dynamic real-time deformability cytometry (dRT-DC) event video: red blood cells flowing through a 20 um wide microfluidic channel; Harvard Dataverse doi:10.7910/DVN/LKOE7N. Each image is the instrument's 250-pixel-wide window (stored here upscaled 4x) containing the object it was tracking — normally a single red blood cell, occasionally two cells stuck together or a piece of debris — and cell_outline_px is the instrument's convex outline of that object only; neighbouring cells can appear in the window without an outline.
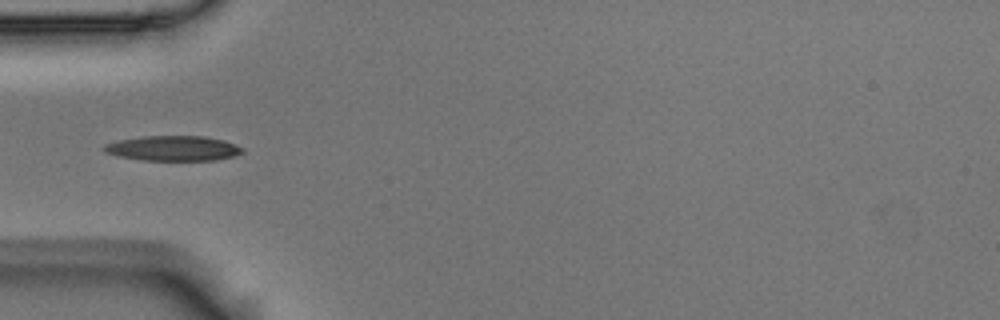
{"species": "Egyptian fruit bat (a non-hibernating species)", "species_latin": "Rousettus aegyptiacus", "temperature_condition": "room temperature", "stored_images_in_passage": 7, "camera_frame_rate_fps": 3000, "um_per_image_px": 0.085, "animal": {"sex": "male"}, "frame": {"image": 1, "passage_image": 5, "time_ms": 1.333, "image_size_px": [1000, 320], "cell_outline_px": [[244, 152], [236, 156], [216, 160], [140, 160], [120, 156], [104, 152], [100, 148], [104, 144], [120, 140], [144, 136], [204, 136], [224, 140], [236, 144], [244, 148]], "centroid_in_image_um": [14.75, 12.61], "position_along_channel_um": 70.3, "area_um2": 20.35}}
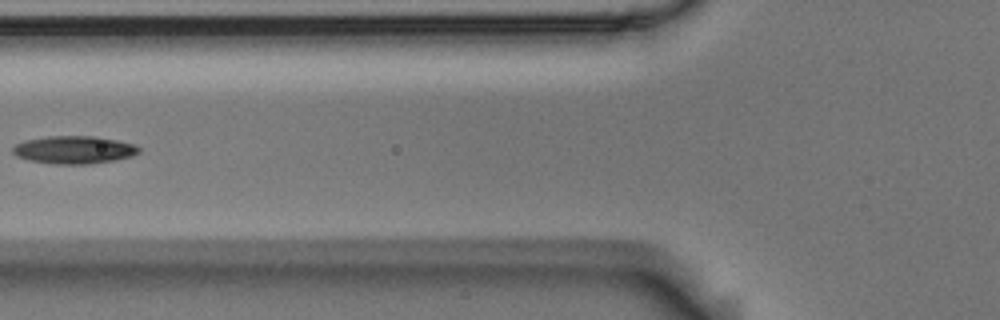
{"frame": {"image": 2, "passage_image": 6, "time_ms": 1.667, "image_size_px": [1000, 320], "cell_outline_px": [[140, 152], [132, 156], [116, 160], [88, 164], [56, 164], [28, 160], [16, 156], [12, 152], [12, 148], [16, 144], [24, 140], [48, 136], [96, 136], [136, 144], [140, 148]], "centroid_in_image_um": [6.3, 12.73], "position_along_channel_um": 119.5, "area_um2": 20.58}}
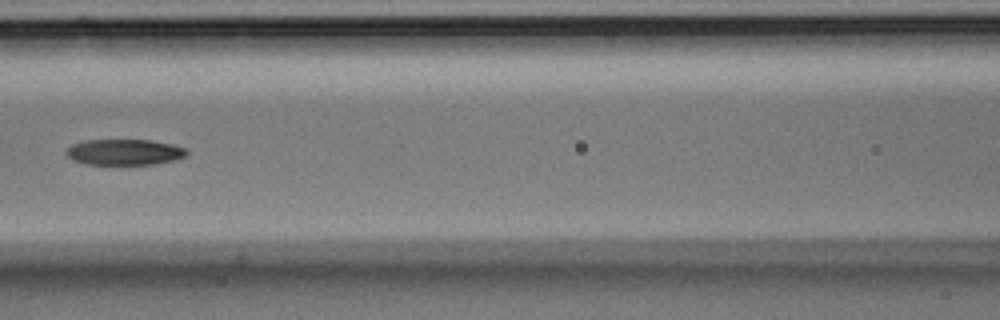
{"frame": {"image": 3, "passage_image": 7, "time_ms": 2.0, "image_size_px": [1000, 320], "cell_outline_px": [[188, 156], [176, 160], [156, 164], [84, 164], [72, 160], [64, 152], [72, 144], [84, 140], [152, 140], [172, 144], [188, 148]], "centroid_in_image_um": [10.62, 12.93], "position_along_channel_um": 156.0, "area_um2": 18.44}}